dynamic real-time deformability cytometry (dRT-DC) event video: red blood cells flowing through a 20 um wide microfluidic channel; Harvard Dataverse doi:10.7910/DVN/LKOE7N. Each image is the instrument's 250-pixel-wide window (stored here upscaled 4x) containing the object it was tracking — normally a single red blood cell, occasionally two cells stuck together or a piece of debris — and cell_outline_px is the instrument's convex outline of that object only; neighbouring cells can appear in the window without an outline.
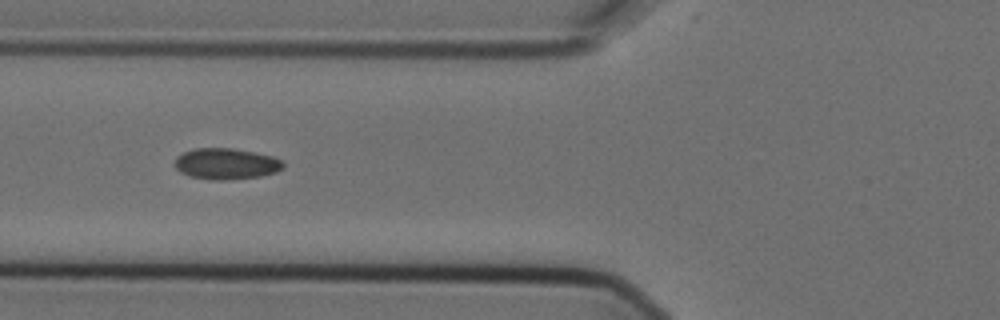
{"species": "Egyptian fruit bat (a non-hibernating species)", "species_latin": "Rousettus aegyptiacus", "temperature_condition": "cold", "stored_images_in_passage": 14, "camera_frame_rate_fps": 3000, "um_per_image_px": 0.085, "animal": {"sex": "female"}, "frame": {"image": 1, "passage_image": 5, "time_ms": 1.333, "image_size_px": [1000, 320], "cell_outline_px": [[284, 168], [276, 172], [260, 176], [220, 180], [212, 180], [192, 176], [180, 172], [176, 168], [176, 156], [184, 152], [196, 148], [232, 148], [272, 156], [280, 160], [284, 164]], "centroid_in_image_um": [19.22, 13.92], "position_along_channel_um": 106.6, "area_um2": 19.36}}
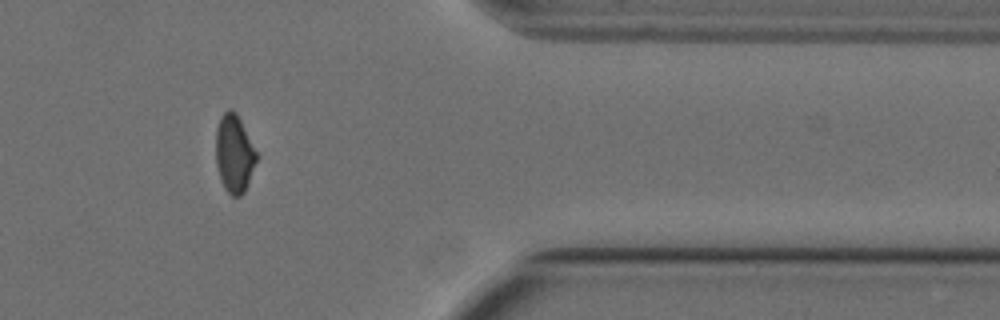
{"frame": {"image": 2, "passage_image": 12, "time_ms": 3.667, "image_size_px": [1000, 320], "cell_outline_px": [[260, 156], [244, 192], [240, 196], [232, 196], [224, 188], [216, 164], [216, 128], [220, 116], [228, 108], [236, 112]], "centroid_in_image_um": [19.93, 13.04], "position_along_channel_um": 391.5, "area_um2": 18.73}}
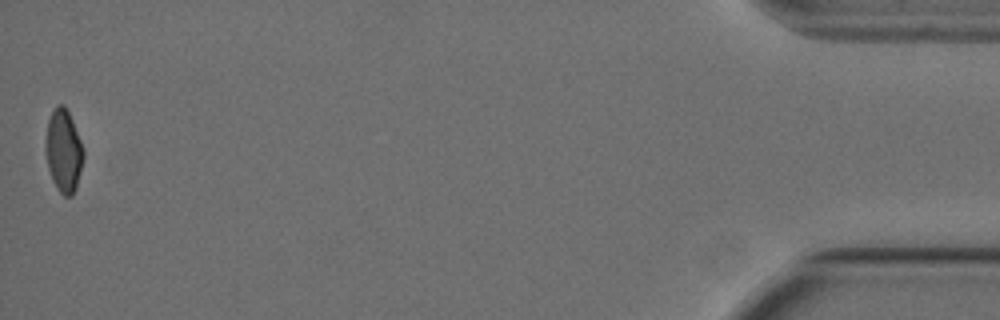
{"frame": {"image": 3, "passage_image": 14, "time_ms": 4.333, "image_size_px": [1000, 320], "cell_outline_px": [[84, 156], [76, 188], [72, 196], [64, 196], [60, 192], [52, 180], [48, 168], [44, 152], [44, 148], [48, 120], [56, 104], [64, 104], [72, 120], [84, 148]], "centroid_in_image_um": [5.39, 12.82], "position_along_channel_um": 429.8, "area_um2": 18.38}}